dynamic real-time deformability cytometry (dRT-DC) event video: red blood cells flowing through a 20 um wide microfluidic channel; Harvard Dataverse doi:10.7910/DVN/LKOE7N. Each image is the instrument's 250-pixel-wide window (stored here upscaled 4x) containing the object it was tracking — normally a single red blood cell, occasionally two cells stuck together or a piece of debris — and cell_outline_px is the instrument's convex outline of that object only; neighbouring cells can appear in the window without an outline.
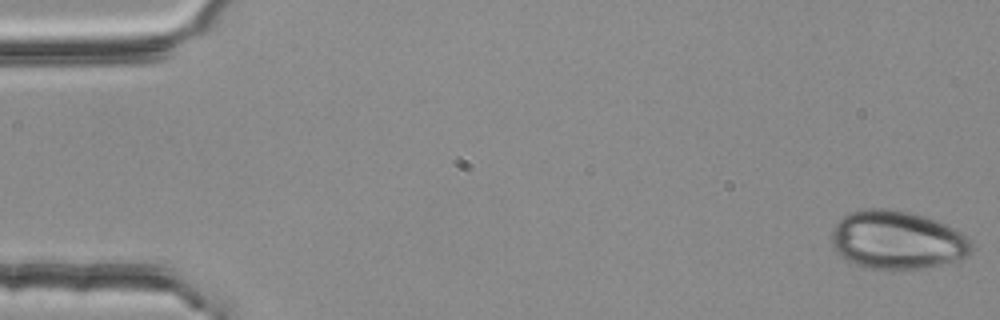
{"species": "common noctule bat (a hibernating species)", "species_latin": "Nyctalus noctula", "temperature_condition": "room temperature", "stored_images_in_passage": 53, "camera_frame_rate_fps": 3000, "um_per_image_px": 0.085, "animal": {"sex": "female", "body_mass_g": 25.1}, "frame": {"image": 1, "passage_image": 1, "time_ms": 0.0, "image_size_px": [1000, 320], "cell_outline_px": [[972, 252], [968, 256], [936, 264], [916, 268], [872, 268], [856, 264], [844, 260], [836, 252], [832, 244], [832, 232], [836, 224], [844, 216], [852, 212], [872, 208], [884, 208], [908, 212], [924, 216], [936, 220], [960, 232], [972, 244]], "centroid_in_image_um": [76.22, 20.39], "position_along_channel_um": 8.8, "area_um2": 46.59}}
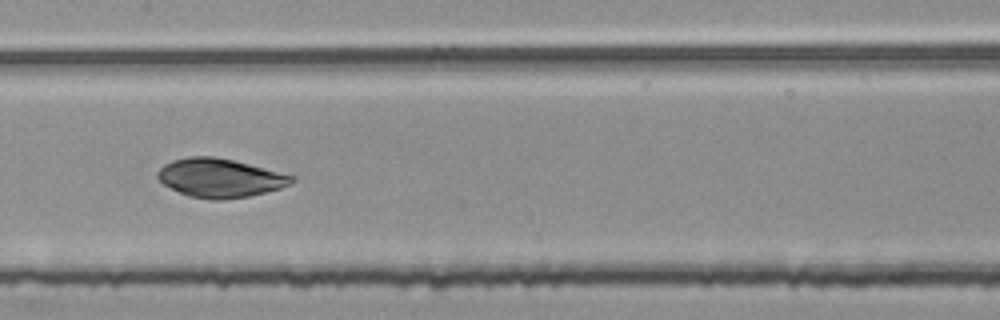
{"frame": {"image": 2, "passage_image": 27, "time_ms": 8.667, "image_size_px": [1000, 320], "cell_outline_px": [[296, 180], [292, 184], [280, 188], [248, 196], [224, 200], [212, 200], [188, 196], [164, 184], [156, 176], [156, 172], [164, 164], [172, 160], [188, 156], [212, 156], [232, 160], [296, 176]], "centroid_in_image_um": [18.69, 15.12], "position_along_channel_um": 188.7, "area_um2": 30.23}}
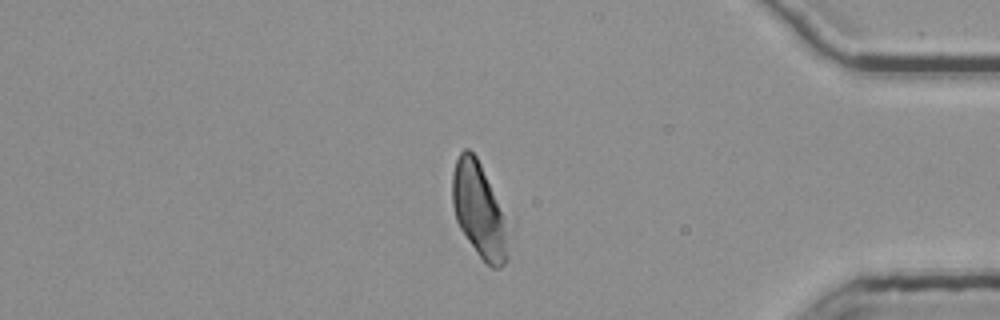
{"frame": {"image": 3, "passage_image": 46, "time_ms": 15.0, "image_size_px": [1000, 320], "cell_outline_px": [[508, 256], [504, 264], [500, 268], [492, 268], [476, 252], [460, 228], [456, 220], [452, 204], [452, 172], [456, 160], [460, 152], [464, 148], [468, 148], [476, 156], [480, 164], [500, 212], [504, 232]], "centroid_in_image_um": [40.62, 17.86], "position_along_channel_um": 394.6, "area_um2": 29.13}}